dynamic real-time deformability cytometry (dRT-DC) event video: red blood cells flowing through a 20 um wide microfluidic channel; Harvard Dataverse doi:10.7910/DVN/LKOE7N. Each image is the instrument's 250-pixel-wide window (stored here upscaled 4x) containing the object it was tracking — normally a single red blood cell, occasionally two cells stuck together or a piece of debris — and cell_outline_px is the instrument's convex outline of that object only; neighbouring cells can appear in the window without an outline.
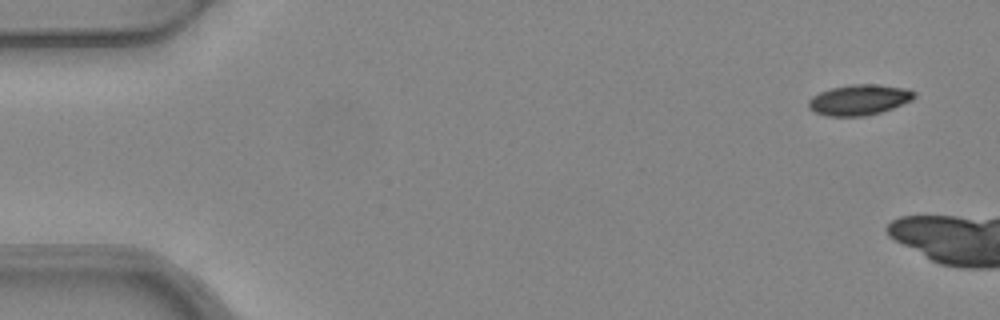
{"species": "common noctule bat (a hibernating species)", "species_latin": "Nyctalus noctula", "temperature_condition": "warm", "stored_images_in_passage": 6, "camera_frame_rate_fps": 3000, "um_per_image_px": 0.085, "animal": {"sex": "female", "body_mass_g": 24.6, "forearm_length_mm": 56.2}, "frame": {"image": 1, "passage_image": 1, "time_ms": 0.0, "image_size_px": [1000, 320], "cell_outline_px": [[916, 96], [912, 100], [892, 108], [880, 112], [864, 116], [828, 116], [816, 112], [808, 108], [808, 100], [812, 96], [820, 92], [832, 88], [852, 84], [880, 84], [908, 88], [916, 92]], "centroid_in_image_um": [73.05, 8.47], "position_along_channel_um": 11.9, "area_um2": 18.9}}